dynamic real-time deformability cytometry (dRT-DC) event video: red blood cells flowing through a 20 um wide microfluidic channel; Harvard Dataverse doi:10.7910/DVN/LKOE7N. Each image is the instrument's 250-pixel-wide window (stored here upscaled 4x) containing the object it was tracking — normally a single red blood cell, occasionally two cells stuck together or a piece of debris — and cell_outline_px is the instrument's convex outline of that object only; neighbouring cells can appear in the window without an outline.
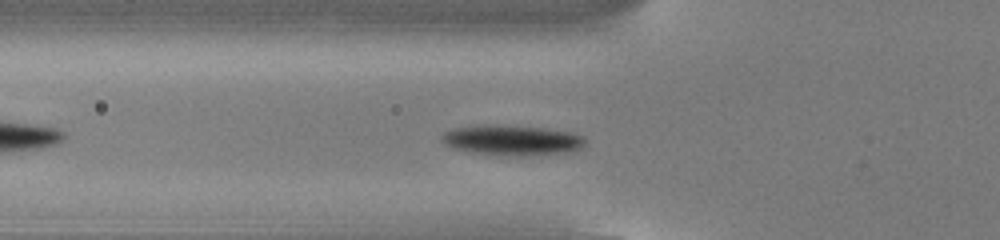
{"species": "common noctule bat (a hibernating species)", "species_latin": "Nyctalus noctula", "temperature_condition": "cold", "stored_images_in_passage": 42, "camera_frame_rate_fps": 3000, "um_per_image_px": 0.085, "animal": {"sex": "male", "body_mass_g": 13.0, "forearm_length_mm": 53.1}, "frame": {"image": 1, "passage_image": 7, "time_ms": 2.0, "image_size_px": [1000, 240], "cell_outline_px": [[588, 140], [580, 148], [572, 152], [520, 156], [496, 156], [468, 152], [452, 148], [444, 144], [440, 140], [440, 136], [444, 132], [456, 128], [540, 128], [568, 132], [584, 136]], "centroid_in_image_um": [43.55, 12.0], "position_along_channel_um": 82.2, "area_um2": 24.33}}
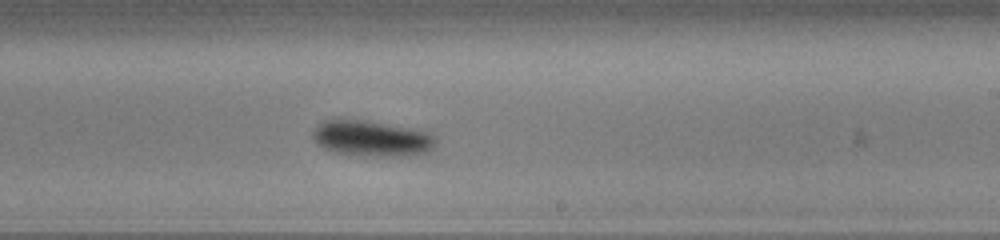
{"frame": {"image": 2, "passage_image": 21, "time_ms": 6.667, "image_size_px": [1000, 240], "cell_outline_px": [[436, 144], [428, 152], [404, 156], [348, 156], [324, 148], [316, 144], [312, 136], [312, 132], [324, 120], [332, 116], [368, 120], [416, 128], [428, 132], [436, 136]], "centroid_in_image_um": [31.57, 11.74], "position_along_channel_um": 257.4, "area_um2": 26.76}}
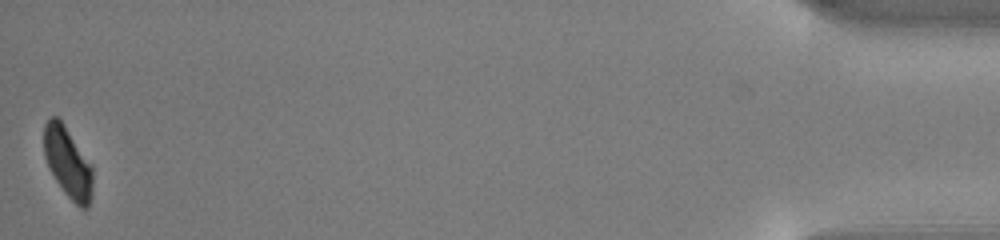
{"frame": {"image": 3, "passage_image": 42, "time_ms": 13.667, "image_size_px": [1000, 240], "cell_outline_px": [[92, 196], [88, 208], [80, 208], [64, 192], [56, 180], [44, 156], [44, 124], [52, 116], [56, 116], [64, 124], [92, 164]], "centroid_in_image_um": [5.78, 13.82], "position_along_channel_um": 429.4, "area_um2": 19.94}, "authors_computed_cell_mechanics": {"area_um2": 24.5072, "velocity_mm_per_s": 3.758, "shape_relaxation_time_tau1_ms": 1.3227, "shape_relaxation_time_tau2_ms": null, "deformation_change_tau1": 0.1063, "deformation_change_tau2": null}}